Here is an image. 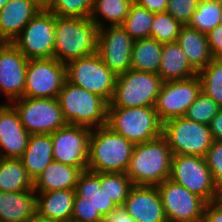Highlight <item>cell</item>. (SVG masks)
Segmentation results:
<instances>
[{
    "label": "cell",
    "instance_id": "cell-12",
    "mask_svg": "<svg viewBox=\"0 0 222 222\" xmlns=\"http://www.w3.org/2000/svg\"><path fill=\"white\" fill-rule=\"evenodd\" d=\"M66 80V65L54 57L29 59L23 97L57 98Z\"/></svg>",
    "mask_w": 222,
    "mask_h": 222
},
{
    "label": "cell",
    "instance_id": "cell-44",
    "mask_svg": "<svg viewBox=\"0 0 222 222\" xmlns=\"http://www.w3.org/2000/svg\"><path fill=\"white\" fill-rule=\"evenodd\" d=\"M138 6L146 8L149 12H166L168 0H134Z\"/></svg>",
    "mask_w": 222,
    "mask_h": 222
},
{
    "label": "cell",
    "instance_id": "cell-5",
    "mask_svg": "<svg viewBox=\"0 0 222 222\" xmlns=\"http://www.w3.org/2000/svg\"><path fill=\"white\" fill-rule=\"evenodd\" d=\"M106 125L134 145L162 135L163 123L154 106L122 108L107 107Z\"/></svg>",
    "mask_w": 222,
    "mask_h": 222
},
{
    "label": "cell",
    "instance_id": "cell-23",
    "mask_svg": "<svg viewBox=\"0 0 222 222\" xmlns=\"http://www.w3.org/2000/svg\"><path fill=\"white\" fill-rule=\"evenodd\" d=\"M82 172L79 167L53 160L33 182V189L36 193L64 189L74 190Z\"/></svg>",
    "mask_w": 222,
    "mask_h": 222
},
{
    "label": "cell",
    "instance_id": "cell-39",
    "mask_svg": "<svg viewBox=\"0 0 222 222\" xmlns=\"http://www.w3.org/2000/svg\"><path fill=\"white\" fill-rule=\"evenodd\" d=\"M213 181L219 189L222 187V141H213L205 156Z\"/></svg>",
    "mask_w": 222,
    "mask_h": 222
},
{
    "label": "cell",
    "instance_id": "cell-3",
    "mask_svg": "<svg viewBox=\"0 0 222 222\" xmlns=\"http://www.w3.org/2000/svg\"><path fill=\"white\" fill-rule=\"evenodd\" d=\"M134 146L107 125L92 129L87 170L94 173H125Z\"/></svg>",
    "mask_w": 222,
    "mask_h": 222
},
{
    "label": "cell",
    "instance_id": "cell-49",
    "mask_svg": "<svg viewBox=\"0 0 222 222\" xmlns=\"http://www.w3.org/2000/svg\"><path fill=\"white\" fill-rule=\"evenodd\" d=\"M202 1L215 2V3L222 4V0H202Z\"/></svg>",
    "mask_w": 222,
    "mask_h": 222
},
{
    "label": "cell",
    "instance_id": "cell-42",
    "mask_svg": "<svg viewBox=\"0 0 222 222\" xmlns=\"http://www.w3.org/2000/svg\"><path fill=\"white\" fill-rule=\"evenodd\" d=\"M202 222H222V204L217 200L206 203Z\"/></svg>",
    "mask_w": 222,
    "mask_h": 222
},
{
    "label": "cell",
    "instance_id": "cell-4",
    "mask_svg": "<svg viewBox=\"0 0 222 222\" xmlns=\"http://www.w3.org/2000/svg\"><path fill=\"white\" fill-rule=\"evenodd\" d=\"M57 100L67 124L91 129L107 123L108 103L100 96L76 86L67 80L60 90Z\"/></svg>",
    "mask_w": 222,
    "mask_h": 222
},
{
    "label": "cell",
    "instance_id": "cell-51",
    "mask_svg": "<svg viewBox=\"0 0 222 222\" xmlns=\"http://www.w3.org/2000/svg\"><path fill=\"white\" fill-rule=\"evenodd\" d=\"M220 24L222 25V9H221V16H220Z\"/></svg>",
    "mask_w": 222,
    "mask_h": 222
},
{
    "label": "cell",
    "instance_id": "cell-31",
    "mask_svg": "<svg viewBox=\"0 0 222 222\" xmlns=\"http://www.w3.org/2000/svg\"><path fill=\"white\" fill-rule=\"evenodd\" d=\"M153 19L154 13L133 2L127 17L120 26L133 40L151 38Z\"/></svg>",
    "mask_w": 222,
    "mask_h": 222
},
{
    "label": "cell",
    "instance_id": "cell-32",
    "mask_svg": "<svg viewBox=\"0 0 222 222\" xmlns=\"http://www.w3.org/2000/svg\"><path fill=\"white\" fill-rule=\"evenodd\" d=\"M197 75L201 91L222 107V58H214Z\"/></svg>",
    "mask_w": 222,
    "mask_h": 222
},
{
    "label": "cell",
    "instance_id": "cell-7",
    "mask_svg": "<svg viewBox=\"0 0 222 222\" xmlns=\"http://www.w3.org/2000/svg\"><path fill=\"white\" fill-rule=\"evenodd\" d=\"M165 137L173 155L205 157L212 146L210 126L186 117H177L163 123Z\"/></svg>",
    "mask_w": 222,
    "mask_h": 222
},
{
    "label": "cell",
    "instance_id": "cell-26",
    "mask_svg": "<svg viewBox=\"0 0 222 222\" xmlns=\"http://www.w3.org/2000/svg\"><path fill=\"white\" fill-rule=\"evenodd\" d=\"M158 75L163 81L185 80L196 76L197 72L190 66L184 51L175 41L163 44Z\"/></svg>",
    "mask_w": 222,
    "mask_h": 222
},
{
    "label": "cell",
    "instance_id": "cell-40",
    "mask_svg": "<svg viewBox=\"0 0 222 222\" xmlns=\"http://www.w3.org/2000/svg\"><path fill=\"white\" fill-rule=\"evenodd\" d=\"M71 221L103 222V216L99 212H95L90 203L82 202V197H75Z\"/></svg>",
    "mask_w": 222,
    "mask_h": 222
},
{
    "label": "cell",
    "instance_id": "cell-27",
    "mask_svg": "<svg viewBox=\"0 0 222 222\" xmlns=\"http://www.w3.org/2000/svg\"><path fill=\"white\" fill-rule=\"evenodd\" d=\"M74 190L75 197H82V202L90 203L95 212H99L103 217L116 207L104 191L101 192L100 173L83 171Z\"/></svg>",
    "mask_w": 222,
    "mask_h": 222
},
{
    "label": "cell",
    "instance_id": "cell-45",
    "mask_svg": "<svg viewBox=\"0 0 222 222\" xmlns=\"http://www.w3.org/2000/svg\"><path fill=\"white\" fill-rule=\"evenodd\" d=\"M213 141H222V108L210 123Z\"/></svg>",
    "mask_w": 222,
    "mask_h": 222
},
{
    "label": "cell",
    "instance_id": "cell-35",
    "mask_svg": "<svg viewBox=\"0 0 222 222\" xmlns=\"http://www.w3.org/2000/svg\"><path fill=\"white\" fill-rule=\"evenodd\" d=\"M182 25L168 12L154 13L151 38L161 44L177 41Z\"/></svg>",
    "mask_w": 222,
    "mask_h": 222
},
{
    "label": "cell",
    "instance_id": "cell-37",
    "mask_svg": "<svg viewBox=\"0 0 222 222\" xmlns=\"http://www.w3.org/2000/svg\"><path fill=\"white\" fill-rule=\"evenodd\" d=\"M94 0H52L47 11L59 17L89 18Z\"/></svg>",
    "mask_w": 222,
    "mask_h": 222
},
{
    "label": "cell",
    "instance_id": "cell-48",
    "mask_svg": "<svg viewBox=\"0 0 222 222\" xmlns=\"http://www.w3.org/2000/svg\"><path fill=\"white\" fill-rule=\"evenodd\" d=\"M9 2V0H0V10Z\"/></svg>",
    "mask_w": 222,
    "mask_h": 222
},
{
    "label": "cell",
    "instance_id": "cell-25",
    "mask_svg": "<svg viewBox=\"0 0 222 222\" xmlns=\"http://www.w3.org/2000/svg\"><path fill=\"white\" fill-rule=\"evenodd\" d=\"M184 51L190 66L198 73L213 59L207 35L188 25L182 26L176 41Z\"/></svg>",
    "mask_w": 222,
    "mask_h": 222
},
{
    "label": "cell",
    "instance_id": "cell-11",
    "mask_svg": "<svg viewBox=\"0 0 222 222\" xmlns=\"http://www.w3.org/2000/svg\"><path fill=\"white\" fill-rule=\"evenodd\" d=\"M56 15L40 10L12 42L27 59L53 58Z\"/></svg>",
    "mask_w": 222,
    "mask_h": 222
},
{
    "label": "cell",
    "instance_id": "cell-34",
    "mask_svg": "<svg viewBox=\"0 0 222 222\" xmlns=\"http://www.w3.org/2000/svg\"><path fill=\"white\" fill-rule=\"evenodd\" d=\"M221 9L222 4L199 0L188 26L207 34L220 24Z\"/></svg>",
    "mask_w": 222,
    "mask_h": 222
},
{
    "label": "cell",
    "instance_id": "cell-13",
    "mask_svg": "<svg viewBox=\"0 0 222 222\" xmlns=\"http://www.w3.org/2000/svg\"><path fill=\"white\" fill-rule=\"evenodd\" d=\"M168 222H202L206 202L167 179L157 186Z\"/></svg>",
    "mask_w": 222,
    "mask_h": 222
},
{
    "label": "cell",
    "instance_id": "cell-24",
    "mask_svg": "<svg viewBox=\"0 0 222 222\" xmlns=\"http://www.w3.org/2000/svg\"><path fill=\"white\" fill-rule=\"evenodd\" d=\"M20 159L34 182L54 160L51 134H30L27 148Z\"/></svg>",
    "mask_w": 222,
    "mask_h": 222
},
{
    "label": "cell",
    "instance_id": "cell-15",
    "mask_svg": "<svg viewBox=\"0 0 222 222\" xmlns=\"http://www.w3.org/2000/svg\"><path fill=\"white\" fill-rule=\"evenodd\" d=\"M91 131L88 127L67 124L53 132L54 161L79 167L82 171L87 170Z\"/></svg>",
    "mask_w": 222,
    "mask_h": 222
},
{
    "label": "cell",
    "instance_id": "cell-8",
    "mask_svg": "<svg viewBox=\"0 0 222 222\" xmlns=\"http://www.w3.org/2000/svg\"><path fill=\"white\" fill-rule=\"evenodd\" d=\"M67 81L102 97L110 103L117 75L101 60L97 53L66 64Z\"/></svg>",
    "mask_w": 222,
    "mask_h": 222
},
{
    "label": "cell",
    "instance_id": "cell-16",
    "mask_svg": "<svg viewBox=\"0 0 222 222\" xmlns=\"http://www.w3.org/2000/svg\"><path fill=\"white\" fill-rule=\"evenodd\" d=\"M134 40L120 26L99 28L97 54L116 75L131 69V53Z\"/></svg>",
    "mask_w": 222,
    "mask_h": 222
},
{
    "label": "cell",
    "instance_id": "cell-43",
    "mask_svg": "<svg viewBox=\"0 0 222 222\" xmlns=\"http://www.w3.org/2000/svg\"><path fill=\"white\" fill-rule=\"evenodd\" d=\"M103 222H137L124 206H116L103 217Z\"/></svg>",
    "mask_w": 222,
    "mask_h": 222
},
{
    "label": "cell",
    "instance_id": "cell-17",
    "mask_svg": "<svg viewBox=\"0 0 222 222\" xmlns=\"http://www.w3.org/2000/svg\"><path fill=\"white\" fill-rule=\"evenodd\" d=\"M28 61L13 43L0 42V94L7 103L23 97Z\"/></svg>",
    "mask_w": 222,
    "mask_h": 222
},
{
    "label": "cell",
    "instance_id": "cell-18",
    "mask_svg": "<svg viewBox=\"0 0 222 222\" xmlns=\"http://www.w3.org/2000/svg\"><path fill=\"white\" fill-rule=\"evenodd\" d=\"M124 207L137 222H168L157 186L133 185Z\"/></svg>",
    "mask_w": 222,
    "mask_h": 222
},
{
    "label": "cell",
    "instance_id": "cell-41",
    "mask_svg": "<svg viewBox=\"0 0 222 222\" xmlns=\"http://www.w3.org/2000/svg\"><path fill=\"white\" fill-rule=\"evenodd\" d=\"M206 35L212 56L222 58V25L219 24Z\"/></svg>",
    "mask_w": 222,
    "mask_h": 222
},
{
    "label": "cell",
    "instance_id": "cell-10",
    "mask_svg": "<svg viewBox=\"0 0 222 222\" xmlns=\"http://www.w3.org/2000/svg\"><path fill=\"white\" fill-rule=\"evenodd\" d=\"M169 179L201 197L206 203L217 200L218 188L205 157L173 155Z\"/></svg>",
    "mask_w": 222,
    "mask_h": 222
},
{
    "label": "cell",
    "instance_id": "cell-1",
    "mask_svg": "<svg viewBox=\"0 0 222 222\" xmlns=\"http://www.w3.org/2000/svg\"><path fill=\"white\" fill-rule=\"evenodd\" d=\"M98 34L90 18L56 16L53 57L66 65L97 53Z\"/></svg>",
    "mask_w": 222,
    "mask_h": 222
},
{
    "label": "cell",
    "instance_id": "cell-20",
    "mask_svg": "<svg viewBox=\"0 0 222 222\" xmlns=\"http://www.w3.org/2000/svg\"><path fill=\"white\" fill-rule=\"evenodd\" d=\"M40 10L33 0H9L0 10V42L12 43Z\"/></svg>",
    "mask_w": 222,
    "mask_h": 222
},
{
    "label": "cell",
    "instance_id": "cell-47",
    "mask_svg": "<svg viewBox=\"0 0 222 222\" xmlns=\"http://www.w3.org/2000/svg\"><path fill=\"white\" fill-rule=\"evenodd\" d=\"M217 201L222 204V187L218 189Z\"/></svg>",
    "mask_w": 222,
    "mask_h": 222
},
{
    "label": "cell",
    "instance_id": "cell-9",
    "mask_svg": "<svg viewBox=\"0 0 222 222\" xmlns=\"http://www.w3.org/2000/svg\"><path fill=\"white\" fill-rule=\"evenodd\" d=\"M10 104L29 134H52L67 125L57 98L22 97Z\"/></svg>",
    "mask_w": 222,
    "mask_h": 222
},
{
    "label": "cell",
    "instance_id": "cell-19",
    "mask_svg": "<svg viewBox=\"0 0 222 222\" xmlns=\"http://www.w3.org/2000/svg\"><path fill=\"white\" fill-rule=\"evenodd\" d=\"M29 137L15 108L10 103L0 107V157L20 158Z\"/></svg>",
    "mask_w": 222,
    "mask_h": 222
},
{
    "label": "cell",
    "instance_id": "cell-22",
    "mask_svg": "<svg viewBox=\"0 0 222 222\" xmlns=\"http://www.w3.org/2000/svg\"><path fill=\"white\" fill-rule=\"evenodd\" d=\"M0 222H37V193L0 191Z\"/></svg>",
    "mask_w": 222,
    "mask_h": 222
},
{
    "label": "cell",
    "instance_id": "cell-6",
    "mask_svg": "<svg viewBox=\"0 0 222 222\" xmlns=\"http://www.w3.org/2000/svg\"><path fill=\"white\" fill-rule=\"evenodd\" d=\"M163 82L158 74L130 69L117 75L114 94L108 106H155Z\"/></svg>",
    "mask_w": 222,
    "mask_h": 222
},
{
    "label": "cell",
    "instance_id": "cell-21",
    "mask_svg": "<svg viewBox=\"0 0 222 222\" xmlns=\"http://www.w3.org/2000/svg\"><path fill=\"white\" fill-rule=\"evenodd\" d=\"M75 190L37 193V222H71Z\"/></svg>",
    "mask_w": 222,
    "mask_h": 222
},
{
    "label": "cell",
    "instance_id": "cell-28",
    "mask_svg": "<svg viewBox=\"0 0 222 222\" xmlns=\"http://www.w3.org/2000/svg\"><path fill=\"white\" fill-rule=\"evenodd\" d=\"M163 44L153 38L137 39L133 42L131 69L158 74Z\"/></svg>",
    "mask_w": 222,
    "mask_h": 222
},
{
    "label": "cell",
    "instance_id": "cell-30",
    "mask_svg": "<svg viewBox=\"0 0 222 222\" xmlns=\"http://www.w3.org/2000/svg\"><path fill=\"white\" fill-rule=\"evenodd\" d=\"M133 2L134 0H94L89 18L99 28L121 25Z\"/></svg>",
    "mask_w": 222,
    "mask_h": 222
},
{
    "label": "cell",
    "instance_id": "cell-33",
    "mask_svg": "<svg viewBox=\"0 0 222 222\" xmlns=\"http://www.w3.org/2000/svg\"><path fill=\"white\" fill-rule=\"evenodd\" d=\"M101 192L116 204L124 206L128 193L133 186L126 173H100Z\"/></svg>",
    "mask_w": 222,
    "mask_h": 222
},
{
    "label": "cell",
    "instance_id": "cell-2",
    "mask_svg": "<svg viewBox=\"0 0 222 222\" xmlns=\"http://www.w3.org/2000/svg\"><path fill=\"white\" fill-rule=\"evenodd\" d=\"M172 152L163 135L134 146L126 170L133 185L158 186L170 178Z\"/></svg>",
    "mask_w": 222,
    "mask_h": 222
},
{
    "label": "cell",
    "instance_id": "cell-36",
    "mask_svg": "<svg viewBox=\"0 0 222 222\" xmlns=\"http://www.w3.org/2000/svg\"><path fill=\"white\" fill-rule=\"evenodd\" d=\"M221 108L219 104L201 91L192 105L188 108L185 117L197 123L210 125Z\"/></svg>",
    "mask_w": 222,
    "mask_h": 222
},
{
    "label": "cell",
    "instance_id": "cell-50",
    "mask_svg": "<svg viewBox=\"0 0 222 222\" xmlns=\"http://www.w3.org/2000/svg\"><path fill=\"white\" fill-rule=\"evenodd\" d=\"M8 103L6 101H4V103H0V107L7 105Z\"/></svg>",
    "mask_w": 222,
    "mask_h": 222
},
{
    "label": "cell",
    "instance_id": "cell-46",
    "mask_svg": "<svg viewBox=\"0 0 222 222\" xmlns=\"http://www.w3.org/2000/svg\"><path fill=\"white\" fill-rule=\"evenodd\" d=\"M33 1L41 10H47L50 7L52 0H33Z\"/></svg>",
    "mask_w": 222,
    "mask_h": 222
},
{
    "label": "cell",
    "instance_id": "cell-29",
    "mask_svg": "<svg viewBox=\"0 0 222 222\" xmlns=\"http://www.w3.org/2000/svg\"><path fill=\"white\" fill-rule=\"evenodd\" d=\"M33 190V180L29 177L20 158L0 157V191L21 192Z\"/></svg>",
    "mask_w": 222,
    "mask_h": 222
},
{
    "label": "cell",
    "instance_id": "cell-14",
    "mask_svg": "<svg viewBox=\"0 0 222 222\" xmlns=\"http://www.w3.org/2000/svg\"><path fill=\"white\" fill-rule=\"evenodd\" d=\"M200 92L198 75L185 80L164 81L154 106L160 121L164 123L173 118L185 117Z\"/></svg>",
    "mask_w": 222,
    "mask_h": 222
},
{
    "label": "cell",
    "instance_id": "cell-38",
    "mask_svg": "<svg viewBox=\"0 0 222 222\" xmlns=\"http://www.w3.org/2000/svg\"><path fill=\"white\" fill-rule=\"evenodd\" d=\"M199 0H168L166 12L174 17L182 26L189 24L198 7Z\"/></svg>",
    "mask_w": 222,
    "mask_h": 222
}]
</instances>
